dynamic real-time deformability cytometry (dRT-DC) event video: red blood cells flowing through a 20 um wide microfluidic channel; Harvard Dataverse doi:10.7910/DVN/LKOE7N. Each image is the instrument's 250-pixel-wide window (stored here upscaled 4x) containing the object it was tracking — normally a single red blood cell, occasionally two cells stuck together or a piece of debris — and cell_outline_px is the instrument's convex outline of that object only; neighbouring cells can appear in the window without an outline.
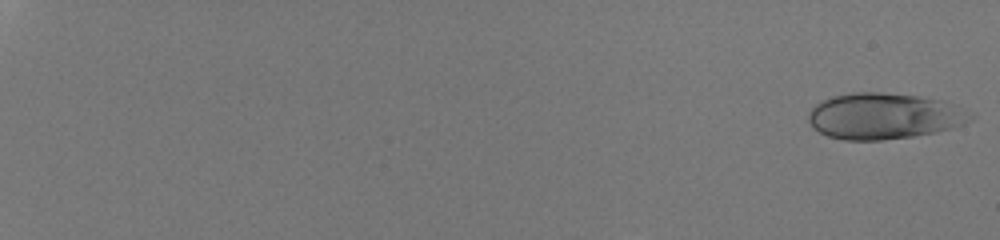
{"species": "human", "species_latin": "Homo sapiens", "temperature_condition": "room temperature", "stored_images_in_passage": 38, "camera_frame_rate_fps": 3000, "um_per_image_px": 0.085, "donor": {"sex": "male"}, "frame": {"image": 1, "passage_image": 1, "time_ms": 0.0, "image_size_px": [1000, 240], "cell_outline_px": [[976, 116], [972, 120], [952, 128], [936, 132], [912, 136], [884, 140], [844, 140], [828, 136], [812, 128], [808, 120], [808, 112], [816, 104], [832, 96], [852, 92], [880, 92], [920, 96], [940, 100], [952, 104]], "centroid_in_image_um": [75.12, 9.87], "position_along_channel_um": 9.9, "area_um2": 43.52}}
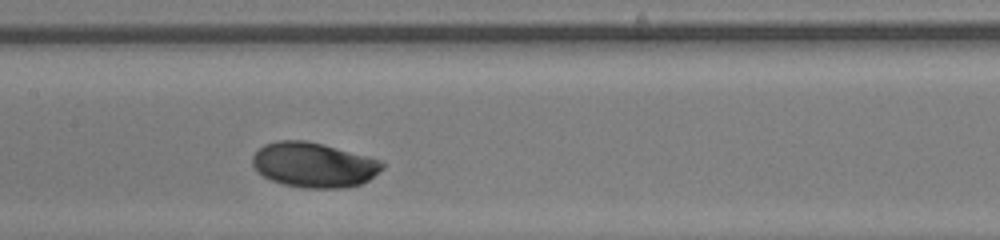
{"frame": {"image": 2, "passage_image": 23, "time_ms": 7.333, "image_size_px": [1000, 240], "cell_outline_px": [[384, 168], [368, 180], [360, 184], [344, 188], [304, 188], [284, 184], [272, 180], [264, 176], [252, 164], [252, 156], [264, 144], [276, 140], [308, 140], [380, 160], [384, 164]], "centroid_in_image_um": [26.67, 14.01], "position_along_channel_um": 180.7, "area_um2": 33.76}}
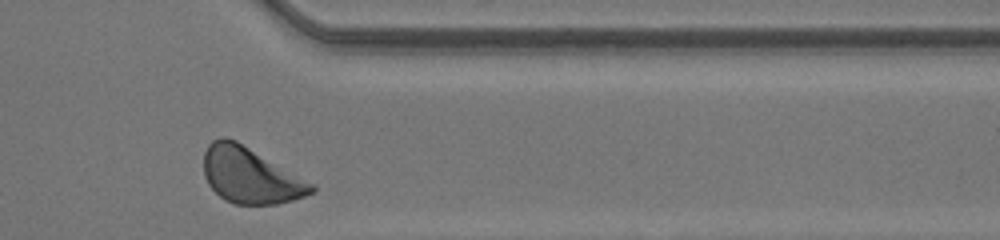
{"frame": {"image": 3, "passage_image": 38, "time_ms": 12.333, "image_size_px": [1000, 240], "cell_outline_px": [[316, 188], [312, 192], [304, 196], [292, 200], [276, 204], [232, 204], [224, 200], [208, 184], [204, 176], [204, 152], [208, 144], [212, 140], [220, 136], [224, 136], [236, 140], [316, 184]], "centroid_in_image_um": [21.27, 14.9], "position_along_channel_um": 390.1, "area_um2": 35.26}, "authors_computed_cell_mechanics": {"area_um2": 33.813, "velocity_mm_per_s": 4.1971, "shape_relaxation_time_tau1_ms": 1.1159, "shape_relaxation_time_tau2_ms": null, "deformation_change_tau1": 0.0756, "deformation_change_tau2": null}}